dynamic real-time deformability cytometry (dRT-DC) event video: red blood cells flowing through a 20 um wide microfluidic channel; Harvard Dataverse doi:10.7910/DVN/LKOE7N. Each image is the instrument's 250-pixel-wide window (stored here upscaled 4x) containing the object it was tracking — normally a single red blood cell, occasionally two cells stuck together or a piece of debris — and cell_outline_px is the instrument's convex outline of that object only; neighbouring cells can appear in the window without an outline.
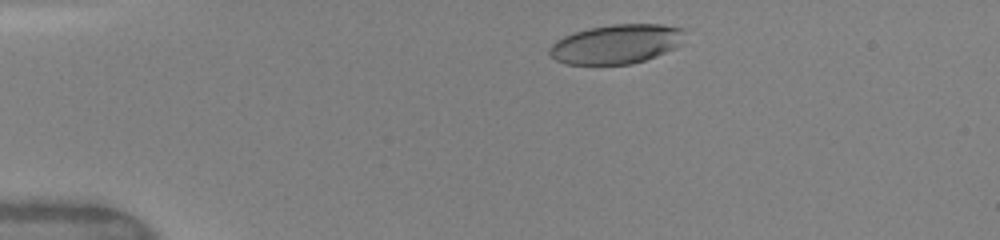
{"species": "human", "species_latin": "Homo sapiens", "temperature_condition": "warm", "stored_images_in_passage": 57, "camera_frame_rate_fps": 3000, "um_per_image_px": 0.085, "donor": {"sex": "female"}, "frame": {"image": 1, "passage_image": 3, "time_ms": 1.0, "image_size_px": [1000, 240], "cell_outline_px": [[688, 28], [676, 48], [656, 56], [632, 64], [568, 64], [556, 60], [548, 52], [548, 48], [556, 40], [564, 36], [588, 28], [612, 24], [660, 24]], "centroid_in_image_um": [52.41, 3.73], "position_along_channel_um": 32.6, "area_um2": 31.04}}
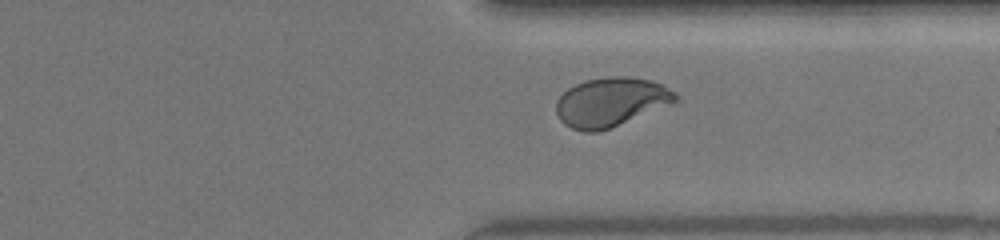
{"frame": {"image": 2, "passage_image": 43, "time_ms": 10.333, "image_size_px": [1000, 240], "cell_outline_px": [[680, 96], [672, 104], [608, 128], [596, 132], [584, 132], [572, 128], [564, 124], [560, 120], [556, 112], [556, 100], [568, 88], [584, 80], [608, 76], [628, 76], [652, 80], [664, 84], [676, 92]], "centroid_in_image_um": [51.94, 8.65], "position_along_channel_um": 359.5, "area_um2": 34.22}}
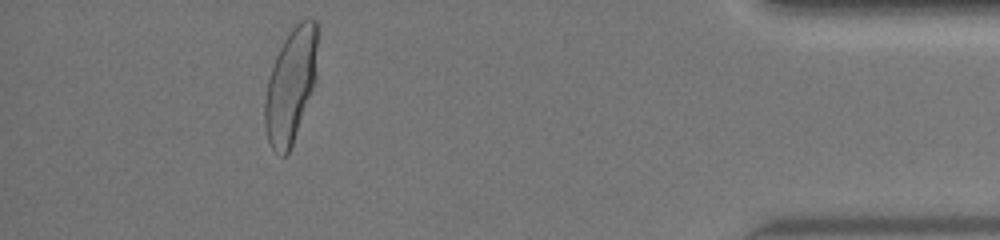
{"frame": {"image": 3, "passage_image": 53, "time_ms": 12.667, "image_size_px": [1000, 240], "cell_outline_px": [[316, 80], [292, 144], [288, 152], [284, 156], [280, 156], [272, 148], [268, 140], [264, 124], [264, 100], [268, 80], [276, 56], [288, 32], [300, 20], [308, 16], [316, 20]], "centroid_in_image_um": [24.7, 7.24], "position_along_channel_um": 410.5, "area_um2": 34.74}, "authors_computed_cell_mechanics": {"area_um2": 34.0442, "velocity_mm_per_s": 4.1431, "shape_relaxation_time_tau1_ms": 4.0189, "shape_relaxation_time_tau2_ms": 0.6991, "deformation_change_tau1": 0.1983, "deformation_change_tau2": 0.063}}